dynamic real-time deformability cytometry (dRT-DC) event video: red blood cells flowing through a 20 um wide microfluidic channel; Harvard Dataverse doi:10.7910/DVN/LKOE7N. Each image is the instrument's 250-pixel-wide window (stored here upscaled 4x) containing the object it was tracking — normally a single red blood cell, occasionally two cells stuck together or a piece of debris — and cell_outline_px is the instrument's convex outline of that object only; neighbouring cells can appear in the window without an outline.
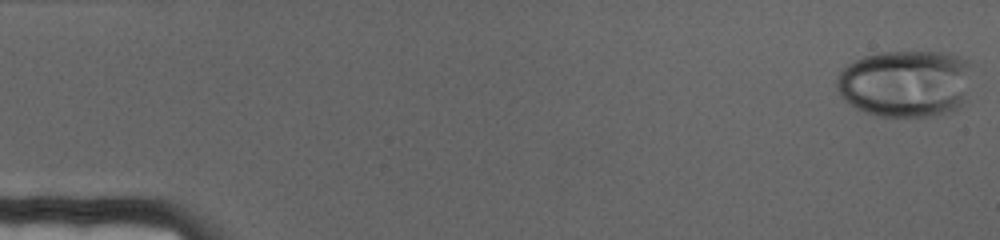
{"species": "human", "species_latin": "Homo sapiens", "temperature_condition": "cold", "stored_images_in_passage": 70, "camera_frame_rate_fps": 3000, "um_per_image_px": 0.085, "donor": {"sex": "female"}, "frame": {"image": 1, "passage_image": 1, "time_ms": 0.0, "image_size_px": [1000, 240], "cell_outline_px": [[976, 64], [964, 104], [940, 116], [876, 116], [864, 112], [856, 108], [844, 100], [840, 96], [836, 88], [836, 80], [840, 72], [848, 64], [864, 56], [884, 52], [948, 52], [960, 56]], "centroid_in_image_um": [77.05, 7.09], "position_along_channel_um": 8.0, "area_um2": 54.22}}
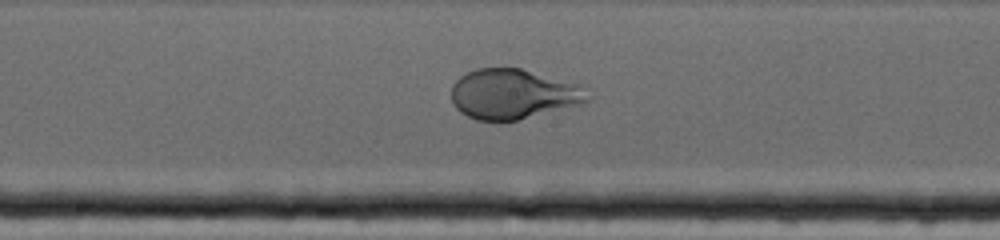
{"frame": {"image": 2, "passage_image": 37, "time_ms": 12.0, "image_size_px": [1000, 240], "cell_outline_px": [[592, 100], [580, 104], [500, 124], [476, 120], [460, 112], [456, 108], [452, 100], [452, 84], [460, 76], [476, 68], [520, 68], [580, 84]], "centroid_in_image_um": [43.59, 8.02], "position_along_channel_um": 204.6, "area_um2": 40.0}}
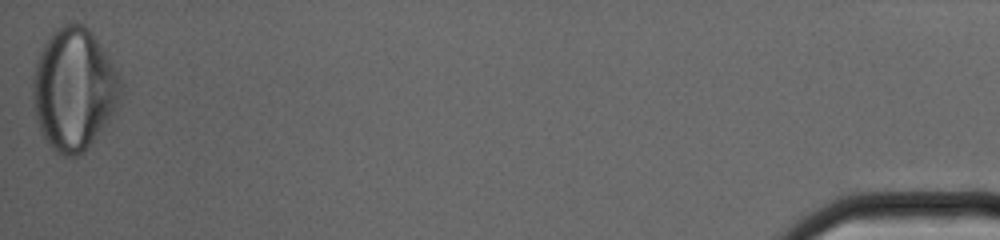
{"frame": {"image": 3, "passage_image": 70, "time_ms": 23.0, "image_size_px": [1000, 240], "cell_outline_px": [[124, 88], [120, 104], [92, 140], [76, 156], [64, 156], [56, 152], [48, 144], [40, 132], [36, 116], [32, 96], [32, 80], [36, 60], [44, 44], [52, 32], [56, 28], [64, 24], [80, 24], [88, 28], [92, 32], [108, 56], [120, 76], [124, 84]], "centroid_in_image_um": [6.29, 7.56], "position_along_channel_um": 428.9, "area_um2": 62.31}}